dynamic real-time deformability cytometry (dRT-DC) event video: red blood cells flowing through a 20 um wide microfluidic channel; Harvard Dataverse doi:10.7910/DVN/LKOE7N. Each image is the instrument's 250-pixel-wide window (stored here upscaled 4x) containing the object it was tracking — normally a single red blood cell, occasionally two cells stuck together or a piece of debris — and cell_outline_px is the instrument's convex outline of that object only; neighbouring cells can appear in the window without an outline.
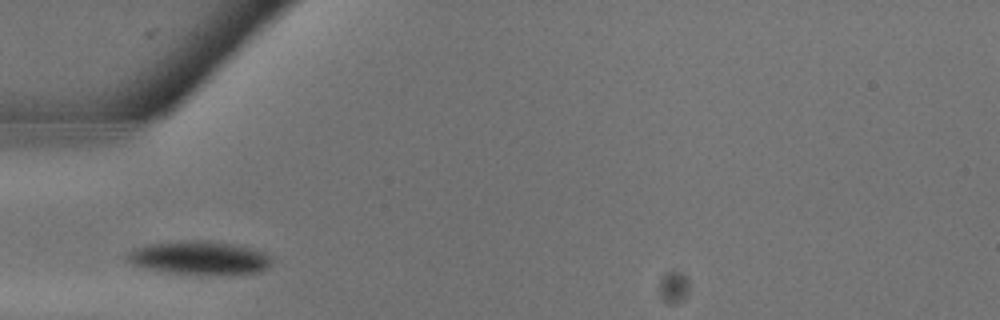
{"species": "common noctule bat (a hibernating species)", "species_latin": "Nyctalus noctula", "temperature_condition": "warm", "stored_images_in_passage": 14, "camera_frame_rate_fps": 3000, "um_per_image_px": 0.085, "animal": {"sex": "male", "body_mass_g": 13.3}, "frame": {"image": 1, "passage_image": 2, "time_ms": 0.333, "image_size_px": [1000, 320], "cell_outline_px": [[272, 264], [268, 268], [260, 272], [224, 276], [212, 276], [168, 272], [144, 268], [132, 264], [124, 260], [128, 252], [132, 248], [148, 244], [176, 240], [208, 240], [232, 244], [252, 248], [268, 252], [272, 256]], "centroid_in_image_um": [16.99, 21.93], "position_along_channel_um": 68.0, "area_um2": 29.36}}
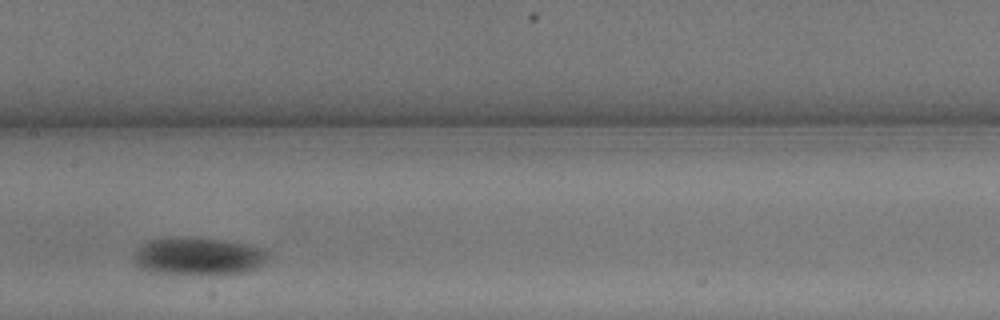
{"frame": {"image": 2, "passage_image": 7, "time_ms": 2.0, "image_size_px": [1000, 320], "cell_outline_px": [[268, 256], [256, 268], [248, 272], [200, 276], [148, 272], [140, 268], [132, 260], [136, 252], [144, 244], [152, 240], [176, 236], [188, 236], [220, 240], [268, 248]], "centroid_in_image_um": [16.85, 21.81], "position_along_channel_um": 190.5, "area_um2": 30.06}}
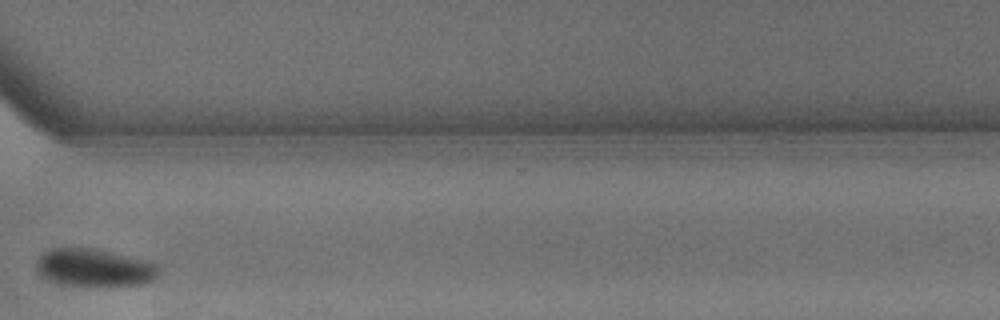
{"frame": {"image": 3, "passage_image": 14, "time_ms": 4.333, "image_size_px": [1000, 320], "cell_outline_px": [[160, 268], [152, 280], [140, 284], [60, 284], [44, 280], [36, 272], [36, 260], [44, 252], [52, 248], [92, 248], [152, 260]], "centroid_in_image_um": [7.97, 22.72], "position_along_channel_um": 362.6, "area_um2": 26.7}}